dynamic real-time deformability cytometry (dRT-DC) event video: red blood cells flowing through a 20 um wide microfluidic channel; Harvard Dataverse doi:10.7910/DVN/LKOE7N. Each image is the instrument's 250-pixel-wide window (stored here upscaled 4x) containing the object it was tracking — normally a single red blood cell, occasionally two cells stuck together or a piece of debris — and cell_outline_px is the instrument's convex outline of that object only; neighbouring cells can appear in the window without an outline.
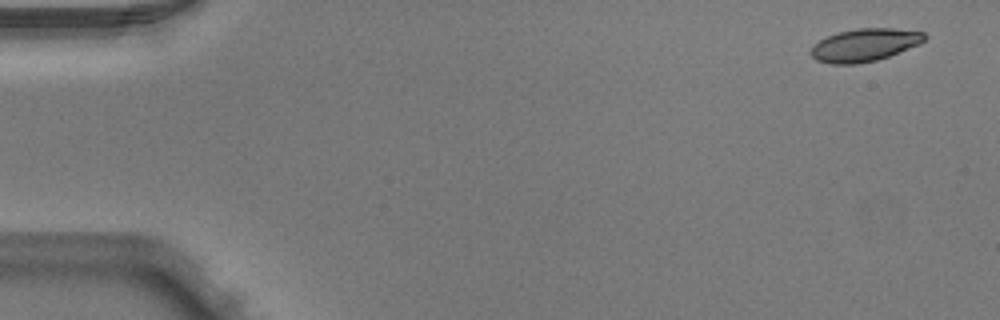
{"species": "Egyptian fruit bat (a non-hibernating species)", "species_latin": "Rousettus aegyptiacus", "temperature_condition": "warm", "stored_images_in_passage": 6, "segment_of_instrument_passage": [2, 2], "camera_frame_rate_fps": 3000, "um_per_image_px": 0.085, "animal": {"sex": "male"}, "frame": {"image": 1, "passage_image": 6, "time_ms": 1.667, "image_size_px": [1000, 320], "cell_outline_px": [[928, 36], [920, 44], [888, 56], [876, 60], [856, 64], [832, 64], [816, 60], [812, 56], [812, 44], [828, 36], [840, 32], [856, 28], [892, 28], [924, 32]], "centroid_in_image_um": [73.51, 3.82], "position_along_channel_um": 11.5, "area_um2": 21.56}}